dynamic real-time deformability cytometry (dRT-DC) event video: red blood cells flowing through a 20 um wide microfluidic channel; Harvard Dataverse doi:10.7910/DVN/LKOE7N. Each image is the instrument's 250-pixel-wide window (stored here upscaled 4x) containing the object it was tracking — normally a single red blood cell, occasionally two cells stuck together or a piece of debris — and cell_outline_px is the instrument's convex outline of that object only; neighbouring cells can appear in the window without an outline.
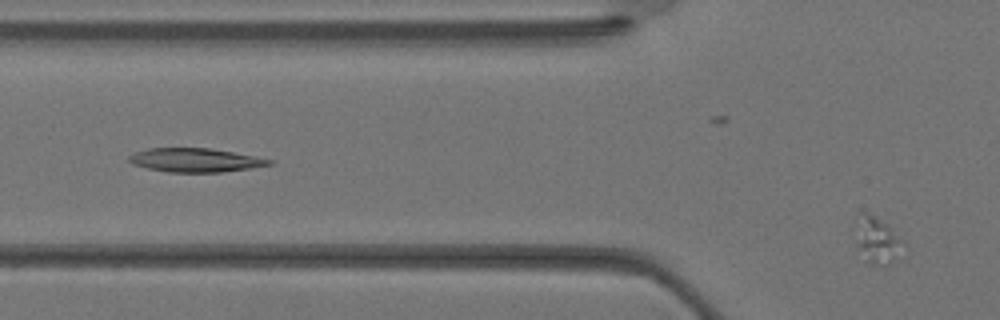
{"species": "Egyptian fruit bat (a non-hibernating species)", "species_latin": "Rousettus aegyptiacus", "temperature_condition": "warm", "stored_images_in_passage": 13, "camera_frame_rate_fps": 3000, "um_per_image_px": 0.085, "animal": {"sex": "female"}, "frame": {"image": 1, "passage_image": 13, "time_ms": 4.0, "image_size_px": [1000, 320], "cell_outline_px": [[904, 240], [896, 260], [888, 264], [872, 264], [864, 260], [856, 248], [856, 244], [864, 220], [868, 212], [888, 224]], "centroid_in_image_um": [74.66, 20.53], "position_along_channel_um": 51.1, "area_um2": 11.96}}